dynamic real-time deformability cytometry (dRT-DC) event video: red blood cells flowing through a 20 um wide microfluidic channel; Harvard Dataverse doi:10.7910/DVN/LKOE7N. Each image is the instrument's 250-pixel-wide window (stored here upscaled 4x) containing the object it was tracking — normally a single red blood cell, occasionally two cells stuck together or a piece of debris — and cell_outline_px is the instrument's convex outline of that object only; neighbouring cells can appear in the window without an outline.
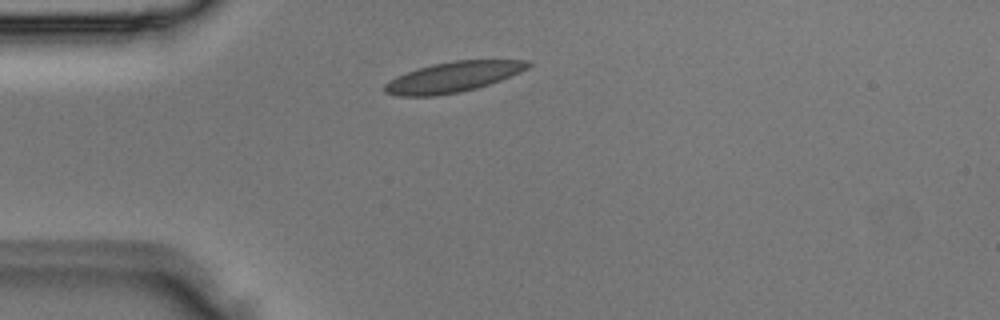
{"species": "Egyptian fruit bat (a non-hibernating species)", "species_latin": "Rousettus aegyptiacus", "temperature_condition": "room temperature", "stored_images_in_passage": 1, "camera_frame_rate_fps": 3000, "um_per_image_px": 0.085, "animal": {"sex": "male"}, "frame": {"image": 1, "passage_image": 1, "time_ms": 0.0, "image_size_px": [1000, 320], "cell_outline_px": [[532, 64], [528, 68], [520, 72], [500, 80], [476, 88], [460, 92], [432, 96], [396, 96], [384, 92], [384, 84], [396, 76], [416, 68], [432, 64], [456, 60], [528, 60]], "centroid_in_image_um": [38.48, 6.54], "position_along_channel_um": 46.5, "area_um2": 25.32}}